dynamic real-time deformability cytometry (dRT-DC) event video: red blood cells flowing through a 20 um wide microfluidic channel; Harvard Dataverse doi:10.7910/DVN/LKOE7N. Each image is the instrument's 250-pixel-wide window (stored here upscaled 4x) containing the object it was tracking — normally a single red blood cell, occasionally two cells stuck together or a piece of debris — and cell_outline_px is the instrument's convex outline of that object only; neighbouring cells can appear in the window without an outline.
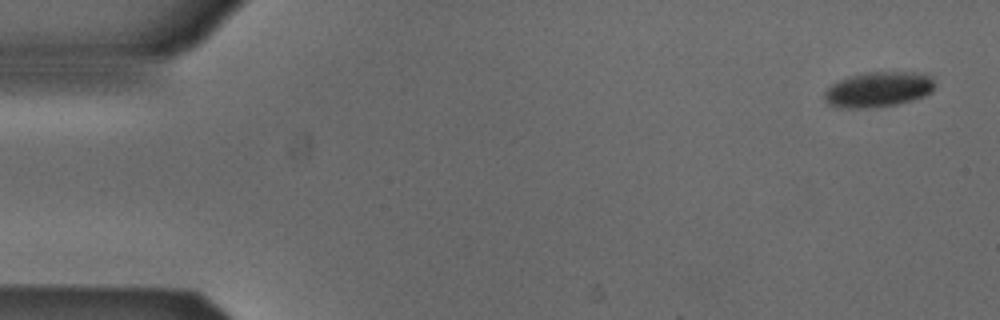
{"species": "Egyptian fruit bat (a non-hibernating species)", "species_latin": "Rousettus aegyptiacus", "temperature_condition": "cold", "stored_images_in_passage": 6, "camera_frame_rate_fps": 3000, "um_per_image_px": 0.085, "animal": {"sex": "male"}, "frame": {"image": 1, "passage_image": 1, "time_ms": 0.0, "image_size_px": [1000, 320], "cell_outline_px": [[932, 92], [924, 96], [912, 100], [896, 104], [872, 108], [836, 108], [828, 104], [824, 96], [824, 92], [832, 84], [840, 80], [852, 76], [868, 72], [912, 72], [932, 76]], "centroid_in_image_um": [74.63, 7.62], "position_along_channel_um": 10.4, "area_um2": 22.48}}
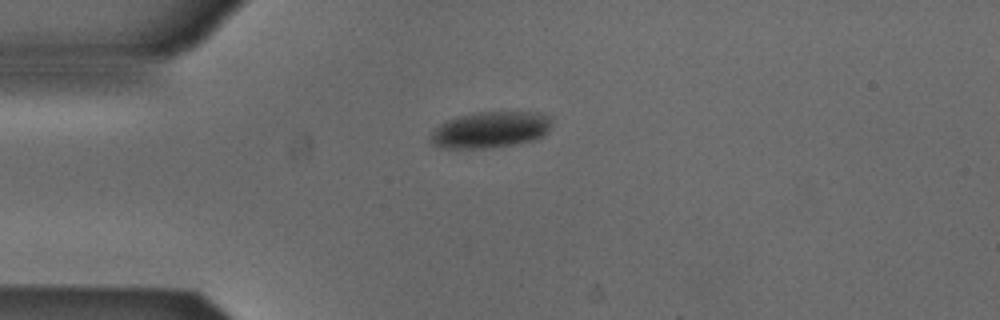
{"frame": {"image": 2, "passage_image": 4, "time_ms": 1.0, "image_size_px": [1000, 320], "cell_outline_px": [[552, 120], [548, 132], [544, 136], [536, 140], [488, 148], [444, 148], [432, 144], [428, 140], [432, 132], [440, 124], [448, 120], [460, 116], [480, 112], [540, 112], [548, 116]], "centroid_in_image_um": [41.7, 11.03], "position_along_channel_um": 43.3, "area_um2": 25.61}}
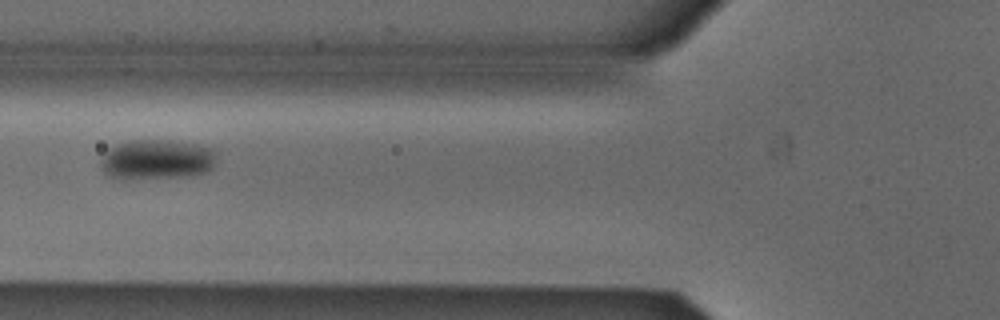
{"frame": {"image": 3, "passage_image": 6, "time_ms": 1.667, "image_size_px": [1000, 320], "cell_outline_px": [[216, 164], [208, 172], [192, 176], [124, 180], [108, 176], [104, 172], [100, 164], [100, 160], [108, 148], [116, 144], [132, 140], [168, 140], [196, 144], [212, 148], [216, 152]], "centroid_in_image_um": [13.33, 13.58], "position_along_channel_um": 112.5, "area_um2": 27.63}}